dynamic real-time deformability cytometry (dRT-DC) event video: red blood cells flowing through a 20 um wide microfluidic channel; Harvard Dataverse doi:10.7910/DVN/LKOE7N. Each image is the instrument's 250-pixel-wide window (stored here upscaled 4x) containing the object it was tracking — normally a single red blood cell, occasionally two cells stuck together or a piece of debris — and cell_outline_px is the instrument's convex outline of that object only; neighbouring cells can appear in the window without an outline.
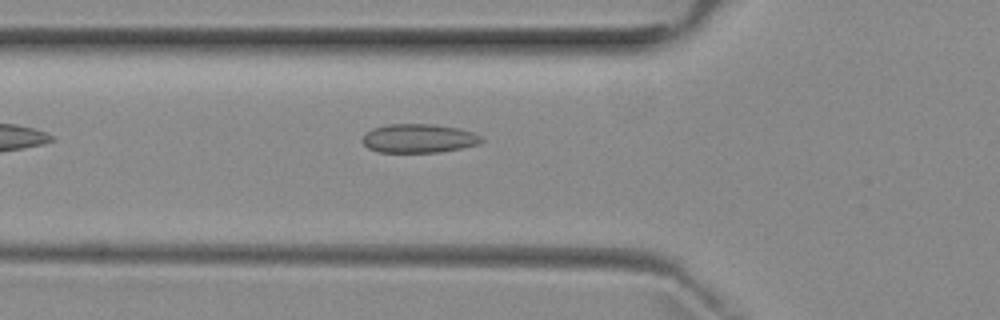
{"species": "common noctule bat (a hibernating species)", "species_latin": "Nyctalus noctula", "temperature_condition": "room temperature", "stored_images_in_passage": 3, "camera_frame_rate_fps": 3000, "um_per_image_px": 0.085, "animal": {"sex": "female", "body_mass_g": 29.2, "forearm_length_mm": 56.3}, "frame": {"image": 1, "passage_image": 3, "time_ms": 4.0, "image_size_px": [1000, 320], "cell_outline_px": [[484, 140], [476, 144], [460, 148], [440, 152], [380, 152], [368, 148], [360, 140], [364, 132], [372, 128], [388, 124], [436, 124], [460, 128], [472, 132], [480, 136]], "centroid_in_image_um": [35.54, 11.75], "position_along_channel_um": 90.3, "area_um2": 20.11}}